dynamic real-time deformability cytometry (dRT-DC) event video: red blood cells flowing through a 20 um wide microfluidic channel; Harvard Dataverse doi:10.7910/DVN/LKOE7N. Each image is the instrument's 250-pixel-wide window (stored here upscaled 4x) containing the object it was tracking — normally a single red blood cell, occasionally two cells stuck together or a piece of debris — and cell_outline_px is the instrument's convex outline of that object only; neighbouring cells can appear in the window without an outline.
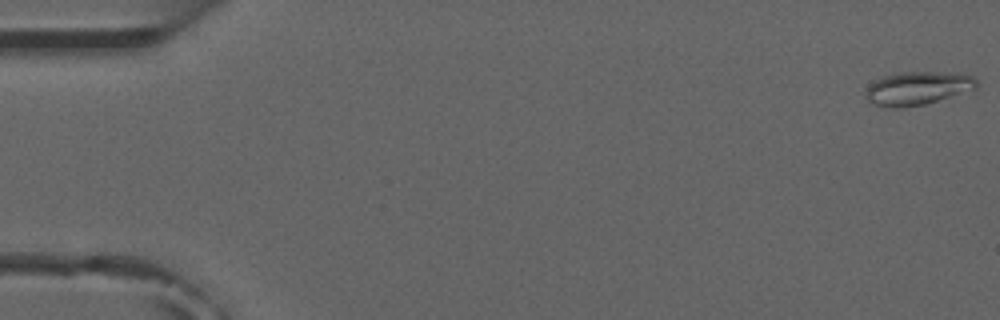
{"species": "common noctule bat (a hibernating species)", "species_latin": "Nyctalus noctula", "temperature_condition": "room temperature", "stored_images_in_passage": 7, "camera_frame_rate_fps": 3000, "um_per_image_px": 0.085, "animal": {"sex": "male", "forearm_length_mm": 52.5}, "frame": {"image": 1, "passage_image": 1, "time_ms": 0.0, "image_size_px": [1000, 320], "cell_outline_px": [[976, 88], [924, 104], [904, 108], [888, 108], [872, 104], [864, 96], [864, 92], [876, 80], [884, 76], [904, 72], [940, 72], [972, 76], [976, 80]], "centroid_in_image_um": [77.92, 7.52], "position_along_channel_um": 7.1, "area_um2": 21.15}}
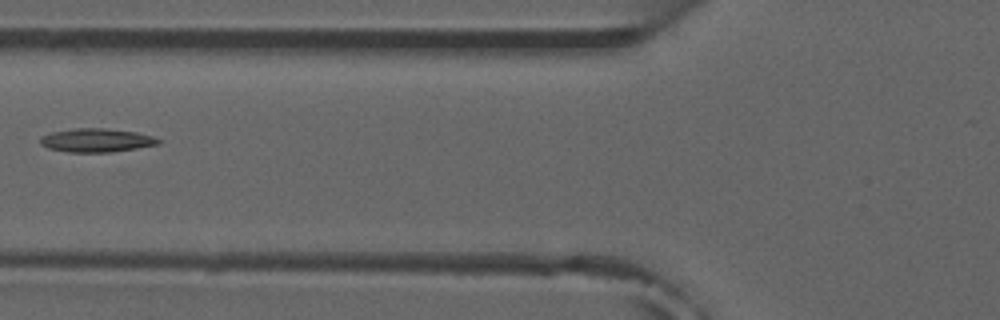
{"frame": {"image": 2, "passage_image": 6, "time_ms": 6.667, "image_size_px": [1000, 320], "cell_outline_px": [[164, 140], [160, 144], [112, 152], [68, 152], [48, 148], [40, 144], [40, 136], [52, 132], [72, 128], [104, 128], [136, 132], [152, 136]], "centroid_in_image_um": [8.21, 11.92], "position_along_channel_um": 117.6, "area_um2": 16.36}}
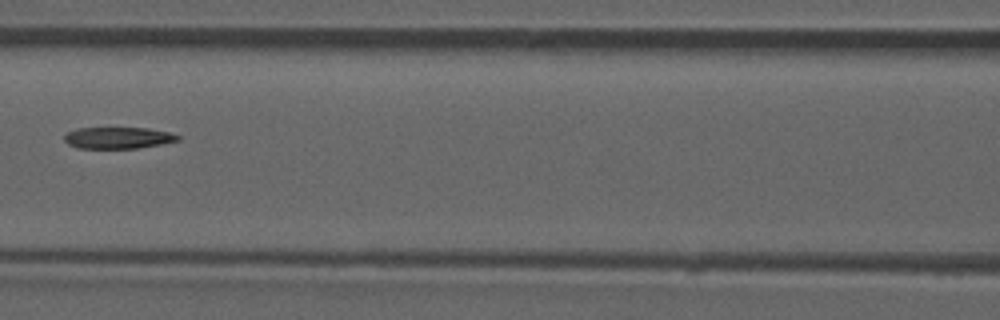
{"frame": {"image": 3, "passage_image": 7, "time_ms": 7.667, "image_size_px": [1000, 320], "cell_outline_px": [[180, 140], [160, 144], [136, 148], [80, 148], [68, 144], [64, 140], [64, 136], [68, 132], [80, 128], [148, 128], [168, 132], [180, 136]], "centroid_in_image_um": [10.04, 11.71], "position_along_channel_um": 156.6, "area_um2": 14.05}}